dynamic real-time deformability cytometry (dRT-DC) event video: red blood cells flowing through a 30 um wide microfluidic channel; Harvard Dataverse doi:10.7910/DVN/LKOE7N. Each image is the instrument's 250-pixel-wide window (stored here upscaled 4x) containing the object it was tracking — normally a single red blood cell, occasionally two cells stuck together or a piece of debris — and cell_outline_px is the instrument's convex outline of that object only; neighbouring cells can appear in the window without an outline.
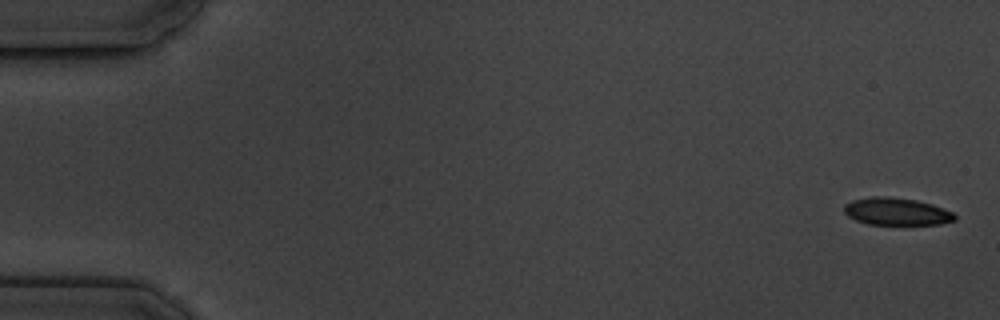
{"species": "common noctule bat (a hibernating species)", "species_latin": "Nyctalus noctula", "temperature_condition": "cold", "stored_images_in_passage": 6, "camera_frame_rate_fps": 3000, "um_per_image_px": 0.085, "animal": {"sex": "male", "body_mass_g": 19.5, "forearm_length_mm": 54.6}, "frame": {"image": 1, "passage_image": 1, "time_ms": 0.0, "image_size_px": [1000, 320], "cell_outline_px": [[956, 220], [940, 224], [868, 224], [856, 220], [848, 216], [844, 212], [844, 204], [852, 200], [872, 196], [888, 196], [916, 200], [932, 204], [944, 208], [952, 212], [956, 216]], "centroid_in_image_um": [76.2, 17.97], "position_along_channel_um": 8.8, "area_um2": 17.69}}